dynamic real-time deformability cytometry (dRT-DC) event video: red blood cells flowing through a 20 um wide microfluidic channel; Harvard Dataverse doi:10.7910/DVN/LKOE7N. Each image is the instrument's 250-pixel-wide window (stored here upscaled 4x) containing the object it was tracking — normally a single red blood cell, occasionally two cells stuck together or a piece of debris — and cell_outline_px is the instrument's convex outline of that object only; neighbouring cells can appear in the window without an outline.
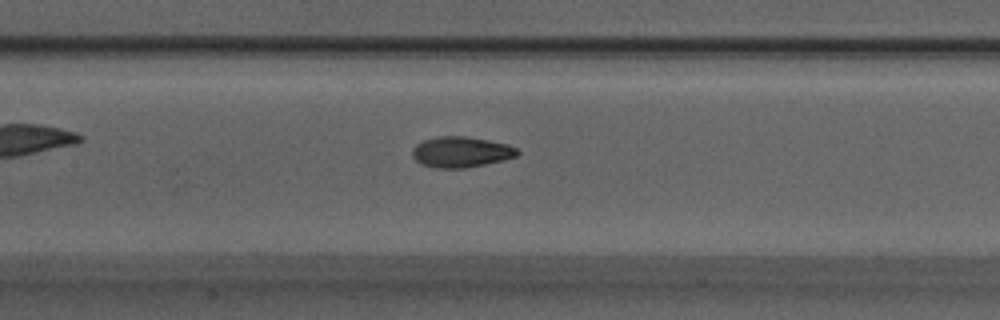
{"species": "Egyptian fruit bat (a non-hibernating species)", "species_latin": "Rousettus aegyptiacus", "temperature_condition": "warm", "stored_images_in_passage": 42, "camera_frame_rate_fps": 3000, "um_per_image_px": 0.085, "animal": {"sex": "male"}, "frame": {"image": 1, "passage_image": 24, "time_ms": 7.667, "image_size_px": [1000, 320], "cell_outline_px": [[520, 152], [516, 156], [504, 160], [464, 168], [432, 168], [420, 164], [412, 156], [412, 148], [416, 144], [424, 140], [440, 136], [464, 136], [488, 140], [508, 144], [516, 148]], "centroid_in_image_um": [39.16, 12.92], "position_along_channel_um": 168.2, "area_um2": 18.84}}